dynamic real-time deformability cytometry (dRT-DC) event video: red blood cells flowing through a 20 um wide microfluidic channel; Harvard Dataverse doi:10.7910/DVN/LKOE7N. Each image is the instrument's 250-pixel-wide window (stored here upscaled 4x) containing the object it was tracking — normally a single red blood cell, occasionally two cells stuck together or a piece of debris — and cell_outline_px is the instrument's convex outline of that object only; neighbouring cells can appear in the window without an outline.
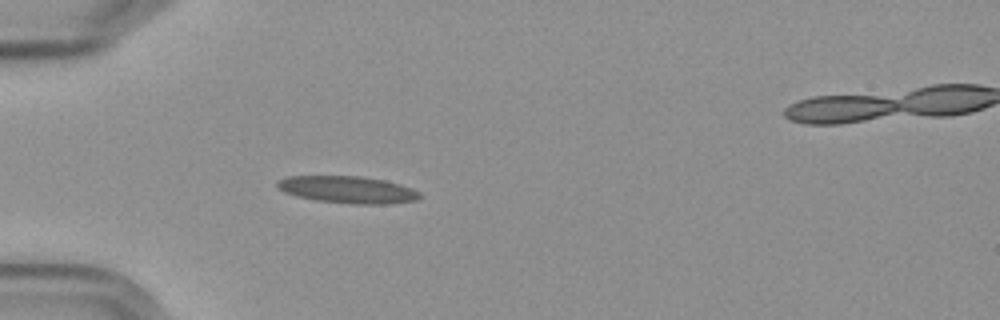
{"species": "Egyptian fruit bat (a non-hibernating species)", "species_latin": "Rousettus aegyptiacus", "temperature_condition": "cold", "stored_images_in_passage": 3, "camera_frame_rate_fps": 3000, "um_per_image_px": 0.085, "frame": {"image": 1, "passage_image": 2, "time_ms": 2.0, "image_size_px": [1000, 320], "cell_outline_px": [[420, 196], [416, 200], [388, 204], [356, 204], [316, 200], [296, 196], [284, 192], [276, 184], [276, 180], [288, 176], [360, 176], [384, 180], [400, 184], [412, 188], [420, 192]], "centroid_in_image_um": [29.55, 16.11], "position_along_channel_um": 55.5, "area_um2": 22.43}}